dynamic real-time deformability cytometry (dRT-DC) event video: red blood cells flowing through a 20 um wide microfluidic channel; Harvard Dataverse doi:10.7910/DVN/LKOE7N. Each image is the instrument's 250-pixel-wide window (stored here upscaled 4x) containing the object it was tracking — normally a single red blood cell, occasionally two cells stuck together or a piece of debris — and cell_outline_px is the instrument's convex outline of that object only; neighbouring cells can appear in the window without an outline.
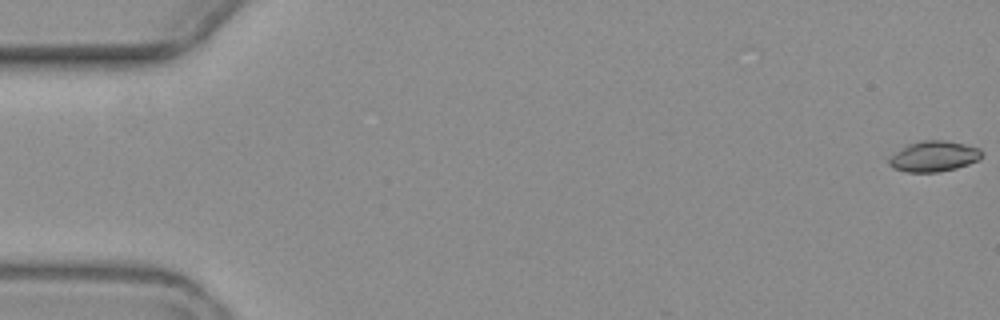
{"species": "common noctule bat (a hibernating species)", "species_latin": "Nyctalus noctula", "temperature_condition": "warm", "stored_images_in_passage": 3, "camera_frame_rate_fps": 3000, "um_per_image_px": 0.085, "animal": {"sex": "female", "body_mass_g": 19.3, "forearm_length_mm": 54.1}, "frame": {"image": 1, "passage_image": 1, "time_ms": 0.0, "image_size_px": [1000, 320], "cell_outline_px": [[984, 152], [980, 160], [956, 168], [936, 172], [908, 172], [892, 168], [888, 164], [888, 156], [908, 144], [920, 140], [944, 140], [964, 144], [980, 148]], "centroid_in_image_um": [79.36, 13.28], "position_along_channel_um": 5.6, "area_um2": 16.76}}